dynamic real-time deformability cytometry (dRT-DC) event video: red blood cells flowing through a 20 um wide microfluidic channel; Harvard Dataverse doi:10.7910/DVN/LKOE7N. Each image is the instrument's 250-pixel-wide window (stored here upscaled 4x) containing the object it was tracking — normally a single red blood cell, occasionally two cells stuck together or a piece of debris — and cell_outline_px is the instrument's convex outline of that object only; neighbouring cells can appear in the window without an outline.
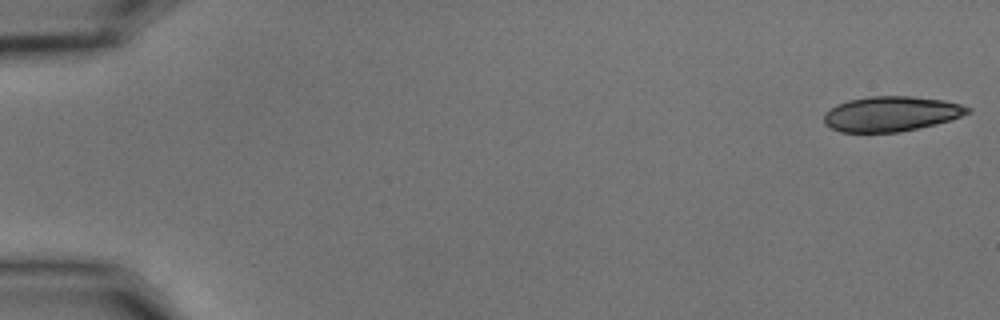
{"species": "common noctule bat (a hibernating species)", "species_latin": "Nyctalus noctula", "temperature_condition": "cold", "stored_images_in_passage": 15, "camera_frame_rate_fps": 3000, "um_per_image_px": 0.085, "animal": {"sex": "male", "body_mass_g": 15.6}, "frame": {"image": 1, "passage_image": 1, "time_ms": 0.0, "image_size_px": [1000, 320], "cell_outline_px": [[972, 112], [936, 124], [900, 132], [840, 132], [824, 124], [824, 112], [836, 104], [848, 100], [868, 96], [912, 96], [944, 100], [960, 104], [972, 108]], "centroid_in_image_um": [75.73, 9.67], "position_along_channel_um": 9.3, "area_um2": 29.48}}